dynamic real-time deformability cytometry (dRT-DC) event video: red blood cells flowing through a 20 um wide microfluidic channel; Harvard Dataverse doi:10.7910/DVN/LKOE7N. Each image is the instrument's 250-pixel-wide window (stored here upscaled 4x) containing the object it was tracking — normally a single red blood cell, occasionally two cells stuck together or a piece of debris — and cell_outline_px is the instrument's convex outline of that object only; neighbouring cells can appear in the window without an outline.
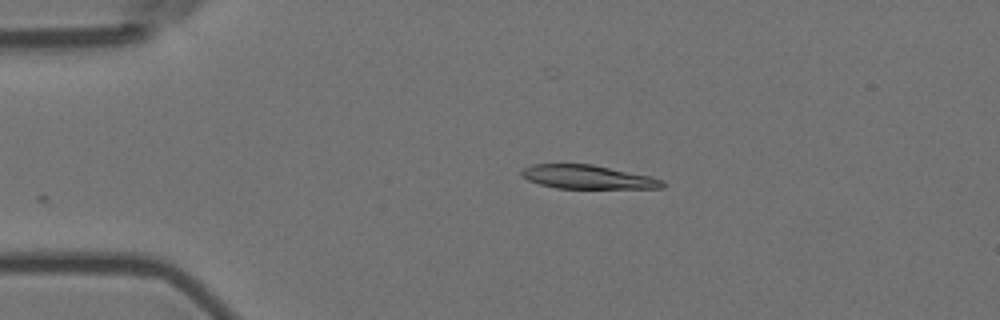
{"species": "Egyptian fruit bat (a non-hibernating species)", "species_latin": "Rousettus aegyptiacus", "temperature_condition": "room temperature", "stored_images_in_passage": 6, "camera_frame_rate_fps": 3000, "um_per_image_px": 0.085, "animal": {"sex": "female"}, "frame": {"image": 1, "passage_image": 1, "time_ms": 0.0, "image_size_px": [1000, 320], "cell_outline_px": [[668, 184], [664, 188], [556, 188], [540, 184], [528, 180], [520, 172], [524, 168], [532, 164], [592, 164], [648, 176], [664, 180]], "centroid_in_image_um": [49.98, 15.05], "position_along_channel_um": 35.0, "area_um2": 19.31}}